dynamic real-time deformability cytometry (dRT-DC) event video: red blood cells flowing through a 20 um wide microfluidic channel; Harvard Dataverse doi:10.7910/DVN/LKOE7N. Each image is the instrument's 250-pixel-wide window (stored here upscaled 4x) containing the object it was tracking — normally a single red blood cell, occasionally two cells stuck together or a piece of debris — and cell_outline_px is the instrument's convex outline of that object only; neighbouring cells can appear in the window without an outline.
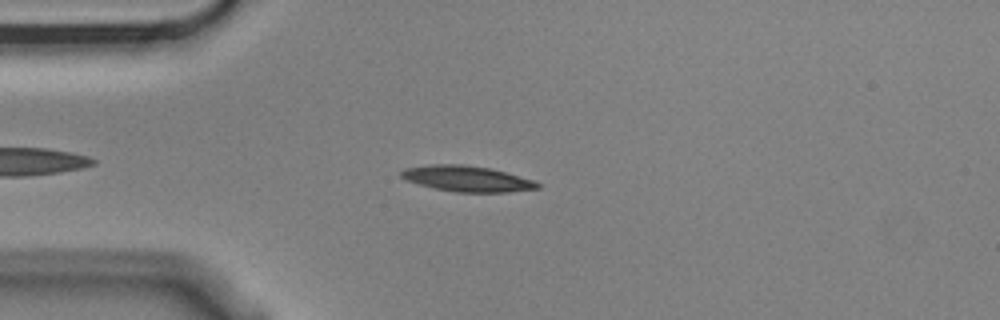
{"species": "Egyptian fruit bat (a non-hibernating species)", "species_latin": "Rousettus aegyptiacus", "temperature_condition": "cold", "stored_images_in_passage": 3, "camera_frame_rate_fps": 3000, "um_per_image_px": 0.085, "animal": {"sex": "male"}, "frame": {"image": 1, "passage_image": 2, "time_ms": 0.333, "image_size_px": [1000, 320], "cell_outline_px": [[540, 188], [508, 192], [456, 192], [436, 188], [420, 184], [408, 180], [400, 176], [400, 172], [404, 168], [432, 164], [464, 164], [488, 168], [536, 180], [540, 184]], "centroid_in_image_um": [39.72, 15.18], "position_along_channel_um": 45.3, "area_um2": 20.29}}
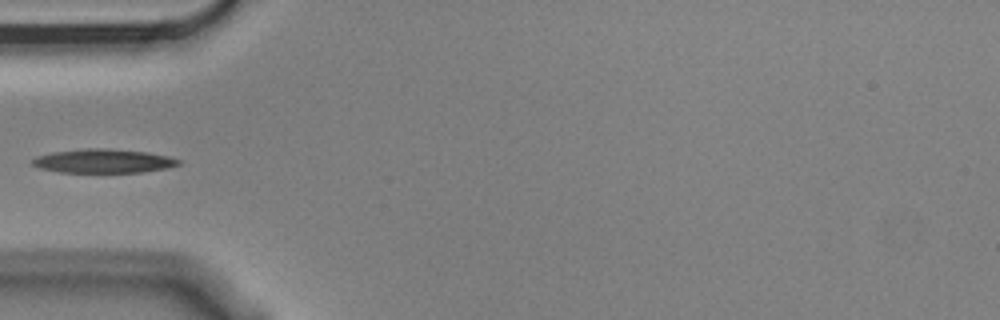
{"frame": {"image": 2, "passage_image": 3, "time_ms": 0.667, "image_size_px": [1000, 320], "cell_outline_px": [[180, 164], [168, 168], [140, 172], [60, 172], [40, 168], [32, 164], [32, 160], [36, 156], [52, 152], [88, 148], [108, 148], [148, 152], [168, 156], [180, 160]], "centroid_in_image_um": [8.8, 13.68], "position_along_channel_um": 76.2, "area_um2": 20.29}}